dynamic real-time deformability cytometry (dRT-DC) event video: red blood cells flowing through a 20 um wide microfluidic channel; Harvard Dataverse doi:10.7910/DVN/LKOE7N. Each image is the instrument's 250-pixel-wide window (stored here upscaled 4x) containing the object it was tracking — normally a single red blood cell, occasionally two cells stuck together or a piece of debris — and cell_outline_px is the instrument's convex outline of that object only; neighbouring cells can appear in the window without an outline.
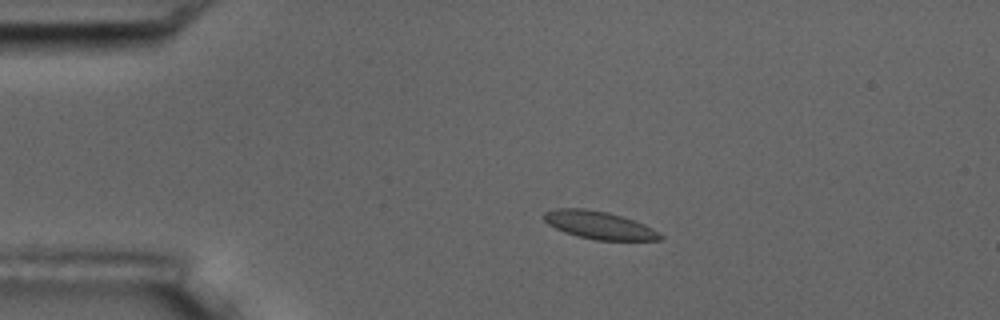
{"species": "common noctule bat (a hibernating species)", "species_latin": "Nyctalus noctula", "temperature_condition": "room temperature", "stored_images_in_passage": 15, "camera_frame_rate_fps": 3000, "um_per_image_px": 0.085, "animal": {"sex": "male", "body_mass_g": 17.5, "forearm_length_mm": 52.3}, "frame": {"image": 1, "passage_image": 3, "time_ms": 2.0, "image_size_px": [1000, 320], "cell_outline_px": [[664, 236], [660, 240], [596, 240], [564, 232], [548, 224], [544, 220], [544, 212], [556, 208], [584, 208], [608, 212], [644, 224], [652, 228]], "centroid_in_image_um": [50.92, 19.13], "position_along_channel_um": 34.1, "area_um2": 18.61}}
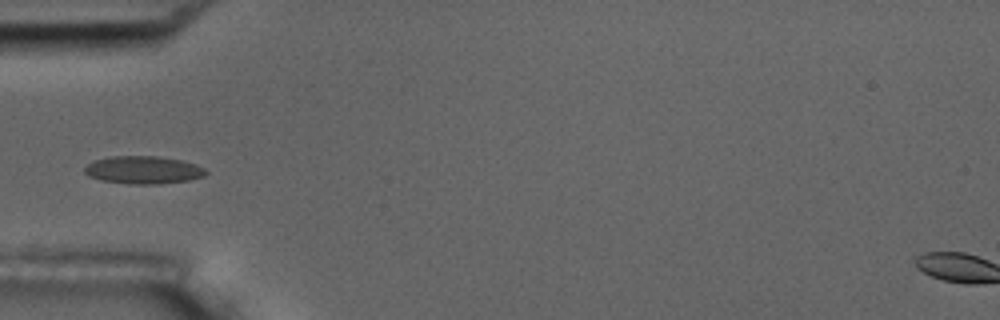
{"frame": {"image": 2, "passage_image": 5, "time_ms": 4.333, "image_size_px": [1000, 320], "cell_outline_px": [[208, 172], [204, 176], [188, 180], [156, 184], [128, 184], [100, 180], [88, 176], [84, 172], [84, 168], [92, 160], [112, 156], [156, 156], [180, 160], [196, 164], [204, 168]], "centroid_in_image_um": [12.15, 14.44], "position_along_channel_um": 72.9, "area_um2": 19.65}}
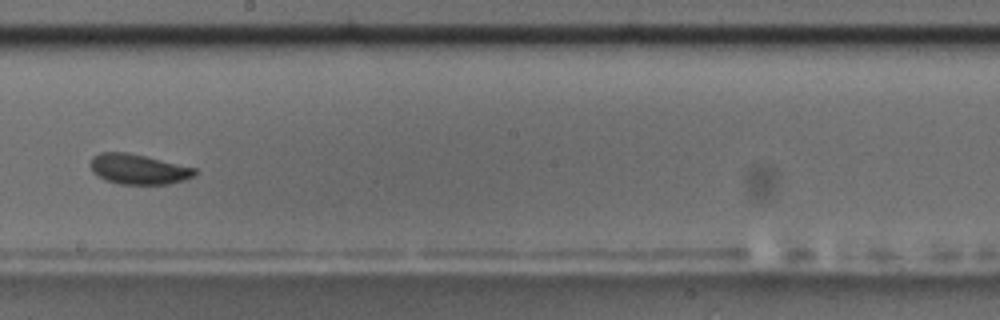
{"frame": {"image": 3, "passage_image": 9, "time_ms": 9.0, "image_size_px": [1000, 320], "cell_outline_px": [[196, 176], [184, 180], [168, 184], [120, 184], [104, 180], [92, 172], [88, 164], [92, 156], [100, 152], [128, 152], [196, 168]], "centroid_in_image_um": [11.72, 14.38], "position_along_channel_um": 236.5, "area_um2": 18.55}, "authors_computed_cell_mechanics": {"area_um2": 18.4382, "velocity_mm_per_s": 3.5164, "shape_relaxation_time_tau1_ms": 4.6901, "shape_relaxation_time_tau2_ms": null, "deformation_change_tau1": 0.0983, "deformation_change_tau2": null}}